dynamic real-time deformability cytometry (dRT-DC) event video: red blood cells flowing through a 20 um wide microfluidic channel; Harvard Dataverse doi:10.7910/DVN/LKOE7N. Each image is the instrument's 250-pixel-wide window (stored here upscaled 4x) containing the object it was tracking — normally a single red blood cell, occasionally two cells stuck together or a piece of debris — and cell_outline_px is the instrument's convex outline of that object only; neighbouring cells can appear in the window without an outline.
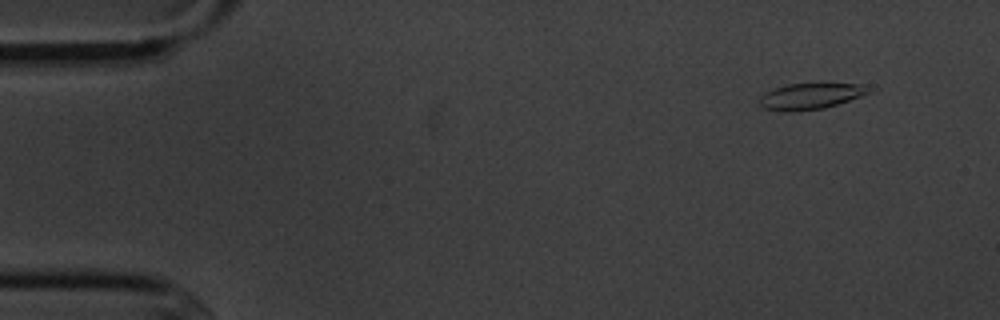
{"species": "common noctule bat (a hibernating species)", "species_latin": "Nyctalus noctula", "temperature_condition": "cold", "stored_images_in_passage": 10, "camera_frame_rate_fps": 3000, "um_per_image_px": 0.085, "animal": {"sex": "male", "body_mass_g": 20.1, "forearm_length_mm": 53.5}, "frame": {"image": 1, "passage_image": 2, "time_ms": 1.0, "image_size_px": [1000, 320], "cell_outline_px": [[872, 92], [824, 108], [792, 112], [788, 112], [764, 108], [760, 104], [760, 96], [764, 92], [772, 88], [788, 84], [824, 80], [860, 84]], "centroid_in_image_um": [68.88, 8.11], "position_along_channel_um": 16.1, "area_um2": 17.34}}
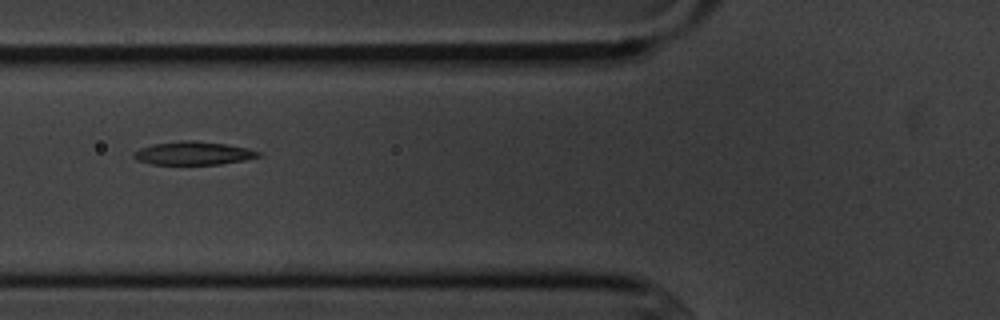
{"frame": {"image": 2, "passage_image": 6, "time_ms": 6.333, "image_size_px": [1000, 320], "cell_outline_px": [[260, 156], [244, 160], [220, 164], [152, 164], [136, 160], [132, 156], [132, 152], [140, 148], [152, 144], [180, 140], [196, 140], [228, 144], [248, 148], [260, 152]], "centroid_in_image_um": [16.4, 13.01], "position_along_channel_um": 109.4, "area_um2": 17.05}}
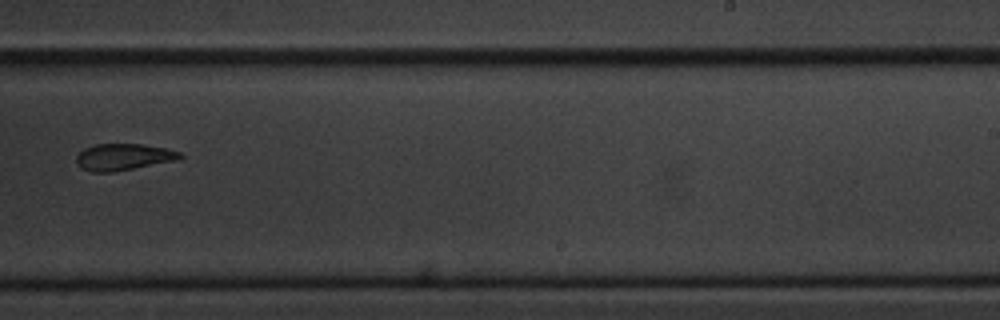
{"frame": {"image": 3, "passage_image": 10, "time_ms": 11.0, "image_size_px": [1000, 320], "cell_outline_px": [[184, 156], [180, 160], [112, 172], [92, 172], [80, 168], [76, 164], [76, 156], [84, 148], [96, 144], [144, 144], [168, 148], [180, 152]], "centroid_in_image_um": [10.52, 13.34], "position_along_channel_um": 278.5, "area_um2": 16.36}}